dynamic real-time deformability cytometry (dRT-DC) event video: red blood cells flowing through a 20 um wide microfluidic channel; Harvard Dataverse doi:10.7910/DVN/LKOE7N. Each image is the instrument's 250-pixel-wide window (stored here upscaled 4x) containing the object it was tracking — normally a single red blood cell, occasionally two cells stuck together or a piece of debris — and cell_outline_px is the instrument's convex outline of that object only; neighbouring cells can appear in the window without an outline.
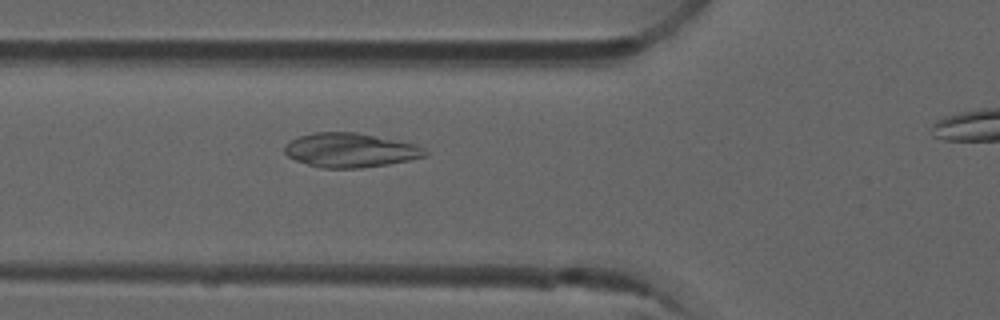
{"species": "common noctule bat (a hibernating species)", "species_latin": "Nyctalus noctula", "temperature_condition": "room temperature", "stored_images_in_passage": 5, "camera_frame_rate_fps": 3000, "um_per_image_px": 0.085, "animal": {"sex": "male", "forearm_length_mm": 52.5}, "frame": {"image": 1, "passage_image": 4, "time_ms": 1.0, "image_size_px": [1000, 320], "cell_outline_px": [[428, 156], [388, 164], [360, 168], [320, 168], [296, 160], [288, 156], [284, 152], [284, 144], [300, 136], [316, 132], [356, 132], [416, 144], [424, 148], [428, 152]], "centroid_in_image_um": [29.79, 12.77], "position_along_channel_um": 96.0, "area_um2": 27.98}}